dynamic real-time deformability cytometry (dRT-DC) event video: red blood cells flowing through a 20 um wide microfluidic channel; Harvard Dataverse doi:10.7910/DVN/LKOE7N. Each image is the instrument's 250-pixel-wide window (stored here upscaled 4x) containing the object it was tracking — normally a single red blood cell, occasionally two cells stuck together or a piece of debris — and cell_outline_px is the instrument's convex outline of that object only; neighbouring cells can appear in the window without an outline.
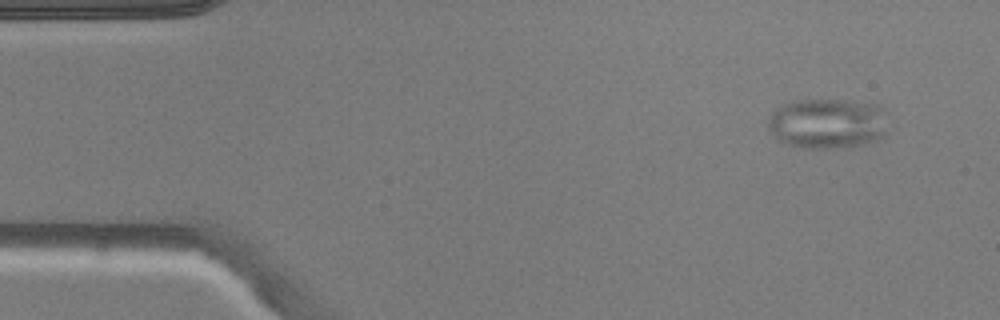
{"species": "common noctule bat (a hibernating species)", "species_latin": "Nyctalus noctula", "temperature_condition": "warm", "stored_images_in_passage": 3, "camera_frame_rate_fps": 3000, "um_per_image_px": 0.085, "animal": {"sex": "male", "body_mass_g": 20.5, "forearm_length_mm": 52.5}, "frame": {"image": 1, "passage_image": 1, "time_ms": 0.0, "image_size_px": [1000, 320], "cell_outline_px": [[884, 136], [876, 140], [860, 144], [836, 148], [808, 148], [788, 144], [780, 140], [768, 128], [768, 120], [772, 112], [776, 108], [784, 104], [796, 100], [844, 100], [876, 104], [884, 108]], "centroid_in_image_um": [70.32, 10.48], "position_along_channel_um": 14.7, "area_um2": 34.68}}